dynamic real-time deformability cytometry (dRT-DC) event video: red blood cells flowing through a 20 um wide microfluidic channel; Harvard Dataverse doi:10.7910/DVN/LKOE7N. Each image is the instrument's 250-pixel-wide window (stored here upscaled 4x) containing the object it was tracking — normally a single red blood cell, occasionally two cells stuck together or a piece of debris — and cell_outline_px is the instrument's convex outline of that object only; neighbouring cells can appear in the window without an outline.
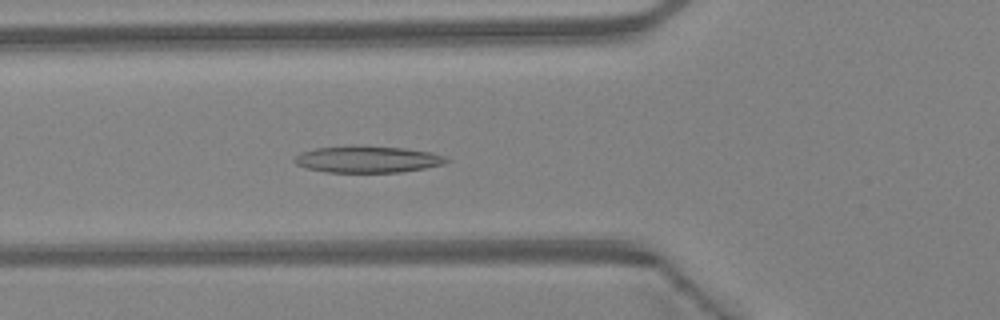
{"species": "Egyptian fruit bat (a non-hibernating species)", "species_latin": "Rousettus aegyptiacus", "temperature_condition": "warm", "stored_images_in_passage": 37, "camera_frame_rate_fps": 3000, "um_per_image_px": 0.085, "animal": {"sex": "female"}, "frame": {"image": 1, "passage_image": 16, "time_ms": 5.0, "image_size_px": [1000, 320], "cell_outline_px": [[452, 160], [444, 164], [424, 168], [400, 172], [328, 172], [304, 168], [296, 164], [292, 160], [300, 152], [316, 148], [348, 144], [404, 148], [432, 152], [444, 156]], "centroid_in_image_um": [31.22, 13.52], "position_along_channel_um": 94.6, "area_um2": 24.04}}
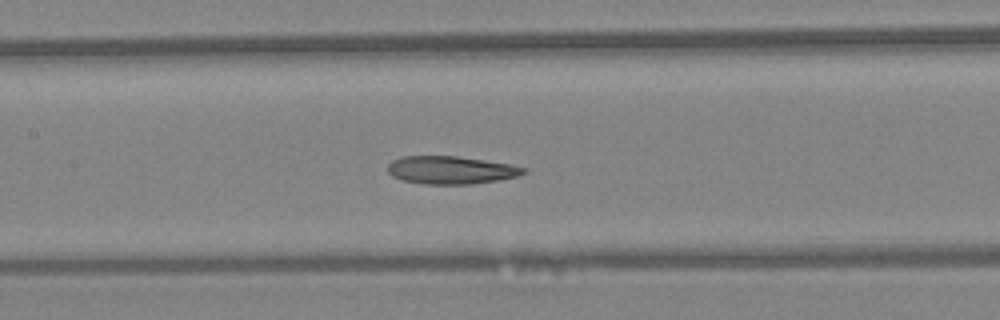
{"frame": {"image": 2, "passage_image": 21, "time_ms": 6.667, "image_size_px": [1000, 320], "cell_outline_px": [[528, 172], [516, 176], [500, 180], [472, 184], [424, 184], [404, 180], [392, 176], [388, 172], [388, 164], [392, 160], [400, 156], [456, 156], [484, 160], [508, 164], [528, 168]], "centroid_in_image_um": [38.33, 14.45], "position_along_channel_um": 169.1, "area_um2": 22.08}}
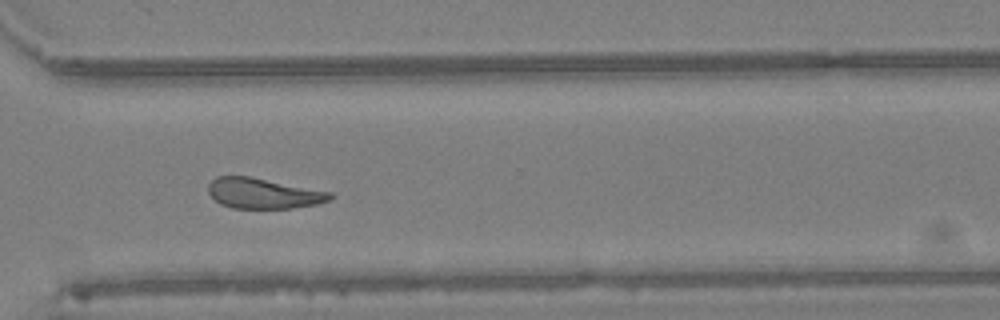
{"frame": {"image": 3, "passage_image": 33, "time_ms": 10.667, "image_size_px": [1000, 320], "cell_outline_px": [[332, 196], [328, 200], [316, 204], [292, 208], [232, 208], [220, 204], [208, 192], [208, 184], [216, 176], [252, 176], [332, 192]], "centroid_in_image_um": [22.36, 16.42], "position_along_channel_um": 348.2, "area_um2": 21.62}, "authors_computed_cell_mechanics": {"area_um2": 22.8888, "velocity_mm_per_s": 4.4721, "shape_relaxation_time_tau1_ms": null, "shape_relaxation_time_tau2_ms": 3.2687, "deformation_change_tau1": null, "deformation_change_tau2": 0.1209}}